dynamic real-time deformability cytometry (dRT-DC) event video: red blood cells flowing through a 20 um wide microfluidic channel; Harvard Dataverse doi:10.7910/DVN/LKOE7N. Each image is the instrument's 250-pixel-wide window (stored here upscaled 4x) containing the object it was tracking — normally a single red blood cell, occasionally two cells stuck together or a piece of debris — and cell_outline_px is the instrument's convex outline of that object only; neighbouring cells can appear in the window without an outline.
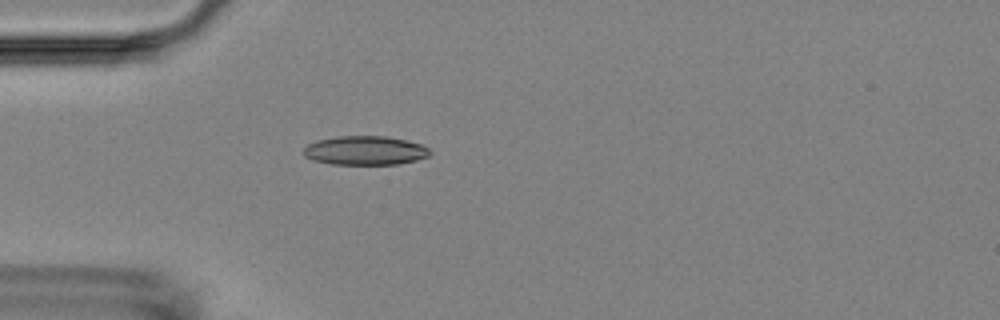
{"species": "Egyptian fruit bat (a non-hibernating species)", "species_latin": "Rousettus aegyptiacus", "temperature_condition": "room temperature", "stored_images_in_passage": 2, "camera_frame_rate_fps": 3000, "um_per_image_px": 0.085, "animal": {"sex": "female"}, "frame": {"image": 1, "passage_image": 2, "time_ms": 1.0, "image_size_px": [1000, 320], "cell_outline_px": [[432, 152], [428, 156], [416, 160], [396, 164], [332, 164], [312, 160], [304, 156], [304, 148], [308, 144], [320, 140], [336, 136], [384, 136], [424, 144]], "centroid_in_image_um": [31.05, 12.79], "position_along_channel_um": 54.0, "area_um2": 21.27}}